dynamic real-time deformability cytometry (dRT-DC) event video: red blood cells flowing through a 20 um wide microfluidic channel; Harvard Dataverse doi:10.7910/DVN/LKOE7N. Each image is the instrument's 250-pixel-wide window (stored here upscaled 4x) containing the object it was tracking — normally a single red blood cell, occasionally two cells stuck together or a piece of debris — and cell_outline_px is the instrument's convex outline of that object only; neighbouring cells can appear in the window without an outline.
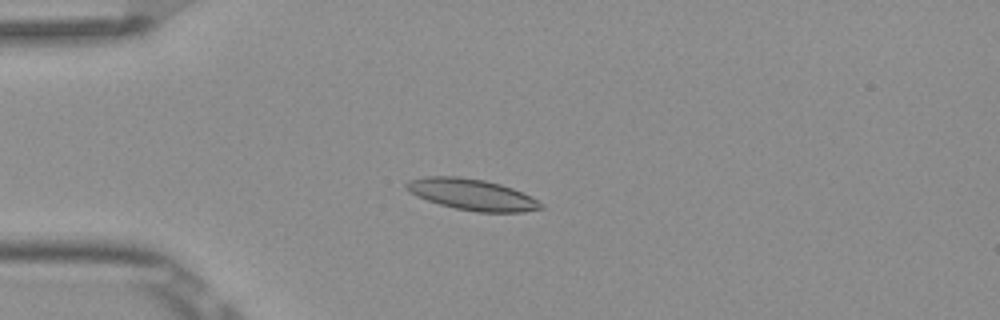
{"species": "Egyptian fruit bat (a non-hibernating species)", "species_latin": "Rousettus aegyptiacus", "temperature_condition": "room temperature", "stored_images_in_passage": 7, "camera_frame_rate_fps": 3000, "um_per_image_px": 0.085, "frame": {"image": 1, "passage_image": 4, "time_ms": 1.0, "image_size_px": [1000, 320], "cell_outline_px": [[544, 208], [524, 212], [476, 212], [456, 208], [440, 204], [416, 196], [408, 192], [404, 188], [404, 184], [408, 180], [428, 176], [460, 176], [484, 180], [500, 184], [512, 188], [544, 204]], "centroid_in_image_um": [40.07, 16.53], "position_along_channel_um": 44.9, "area_um2": 24.39}}
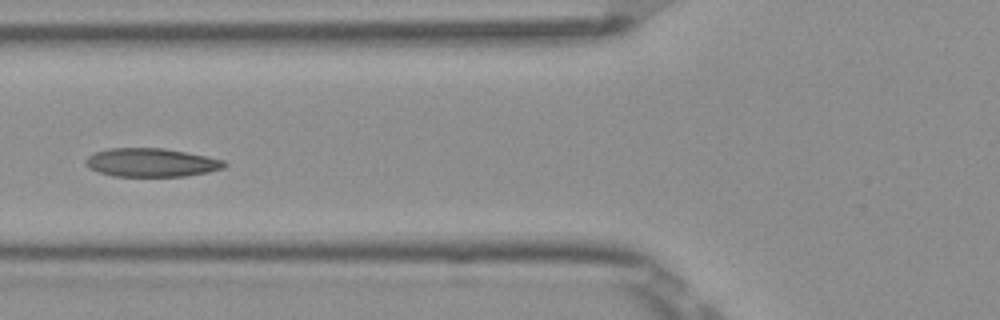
{"frame": {"image": 2, "passage_image": 6, "time_ms": 1.667, "image_size_px": [1000, 320], "cell_outline_px": [[228, 164], [224, 168], [208, 172], [184, 176], [112, 176], [88, 168], [84, 164], [84, 160], [88, 156], [96, 152], [108, 148], [164, 148], [208, 156], [224, 160]], "centroid_in_image_um": [12.86, 13.81], "position_along_channel_um": 112.9, "area_um2": 23.18}}
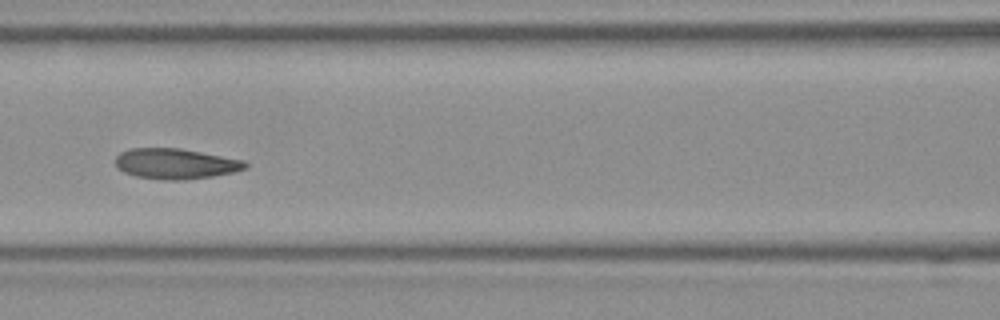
{"frame": {"image": 3, "passage_image": 7, "time_ms": 2.0, "image_size_px": [1000, 320], "cell_outline_px": [[248, 168], [232, 172], [212, 176], [184, 180], [164, 180], [136, 176], [124, 172], [116, 168], [116, 156], [120, 152], [128, 148], [180, 148], [244, 160], [248, 164]], "centroid_in_image_um": [14.9, 13.91], "position_along_channel_um": 151.7, "area_um2": 23.12}}